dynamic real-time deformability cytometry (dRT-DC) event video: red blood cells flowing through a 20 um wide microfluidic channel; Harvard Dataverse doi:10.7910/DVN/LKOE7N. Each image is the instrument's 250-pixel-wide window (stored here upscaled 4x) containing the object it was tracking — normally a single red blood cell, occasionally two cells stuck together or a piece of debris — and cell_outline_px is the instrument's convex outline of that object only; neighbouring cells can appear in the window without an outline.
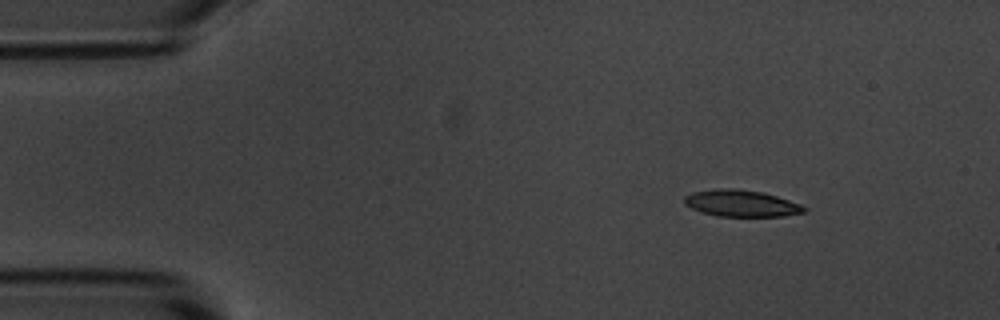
{"species": "common noctule bat (a hibernating species)", "species_latin": "Nyctalus noctula", "temperature_condition": "room temperature", "stored_images_in_passage": 7, "camera_frame_rate_fps": 3000, "um_per_image_px": 0.085, "animal": {"sex": "male", "body_mass_g": 20.1, "forearm_length_mm": 53.5}, "frame": {"image": 1, "passage_image": 1, "time_ms": 0.0, "image_size_px": [1000, 320], "cell_outline_px": [[808, 208], [804, 212], [784, 216], [716, 216], [700, 212], [684, 204], [684, 196], [692, 192], [720, 188], [736, 188], [764, 192], [800, 204]], "centroid_in_image_um": [62.98, 17.28], "position_along_channel_um": 22.0, "area_um2": 18.67}}
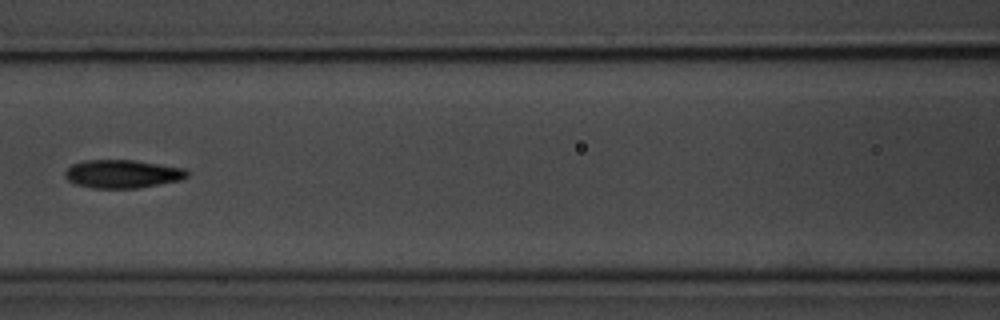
{"frame": {"image": 2, "passage_image": 6, "time_ms": 5.667, "image_size_px": [1000, 320], "cell_outline_px": [[188, 176], [180, 180], [140, 188], [92, 188], [76, 184], [68, 180], [64, 176], [64, 172], [72, 164], [84, 160], [136, 160], [184, 168], [188, 172]], "centroid_in_image_um": [10.4, 14.78], "position_along_channel_um": 156.2, "area_um2": 20.17}}
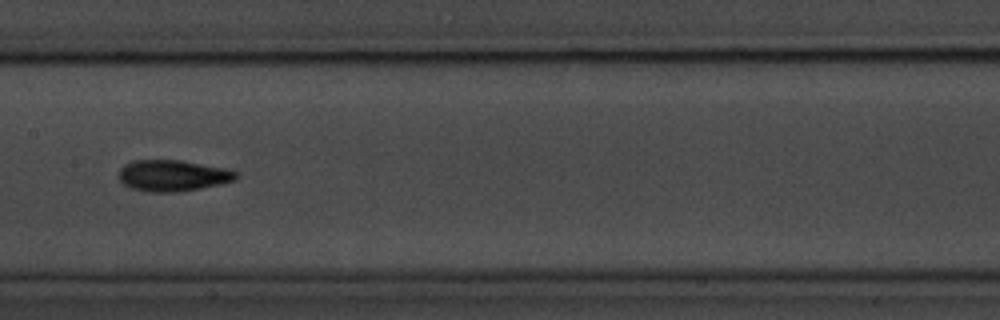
{"frame": {"image": 3, "passage_image": 7, "time_ms": 6.667, "image_size_px": [1000, 320], "cell_outline_px": [[240, 176], [236, 180], [220, 184], [200, 188], [172, 192], [148, 192], [132, 188], [124, 184], [120, 180], [120, 168], [124, 164], [132, 160], [180, 160], [224, 168], [236, 172]], "centroid_in_image_um": [14.68, 14.92], "position_along_channel_um": 192.7, "area_um2": 21.21}}